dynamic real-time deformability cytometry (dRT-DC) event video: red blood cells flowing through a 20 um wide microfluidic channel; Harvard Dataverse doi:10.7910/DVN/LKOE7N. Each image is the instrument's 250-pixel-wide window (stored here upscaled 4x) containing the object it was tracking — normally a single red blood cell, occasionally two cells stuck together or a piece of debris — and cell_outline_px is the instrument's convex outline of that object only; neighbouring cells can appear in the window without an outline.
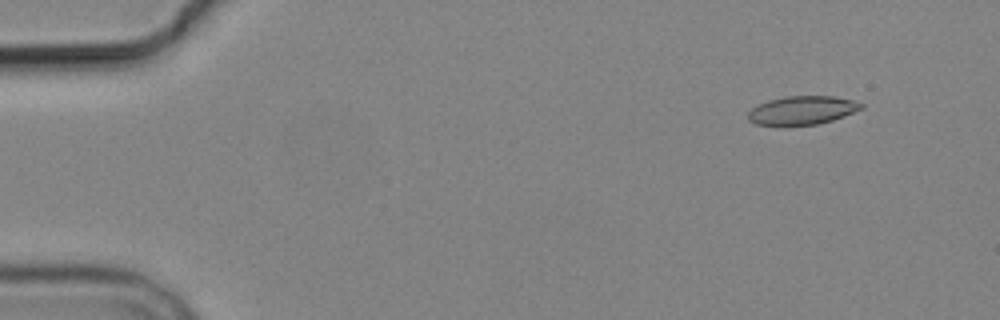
{"species": "common noctule bat (a hibernating species)", "species_latin": "Nyctalus noctula", "temperature_condition": "cold", "stored_images_in_passage": 6, "camera_frame_rate_fps": 3000, "um_per_image_px": 0.085, "animal": {"sex": "male", "body_mass_g": 19.2, "forearm_length_mm": 51.8}, "frame": {"image": 1, "passage_image": 1, "time_ms": 0.0, "image_size_px": [1000, 320], "cell_outline_px": [[864, 108], [844, 116], [832, 120], [816, 124], [756, 124], [748, 120], [748, 112], [756, 104], [768, 100], [784, 96], [832, 96], [852, 100], [864, 104]], "centroid_in_image_um": [68.19, 9.35], "position_along_channel_um": 16.8, "area_um2": 18.61}}
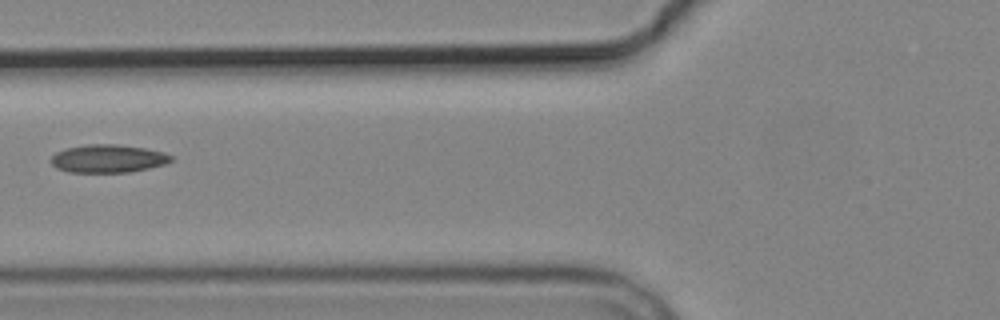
{"frame": {"image": 2, "passage_image": 5, "time_ms": 5.667, "image_size_px": [1000, 320], "cell_outline_px": [[172, 160], [164, 164], [132, 172], [68, 172], [56, 168], [52, 164], [52, 156], [56, 152], [64, 148], [88, 144], [116, 144], [144, 148], [164, 152], [172, 156]], "centroid_in_image_um": [9.16, 13.48], "position_along_channel_um": 116.6, "area_um2": 19.59}}
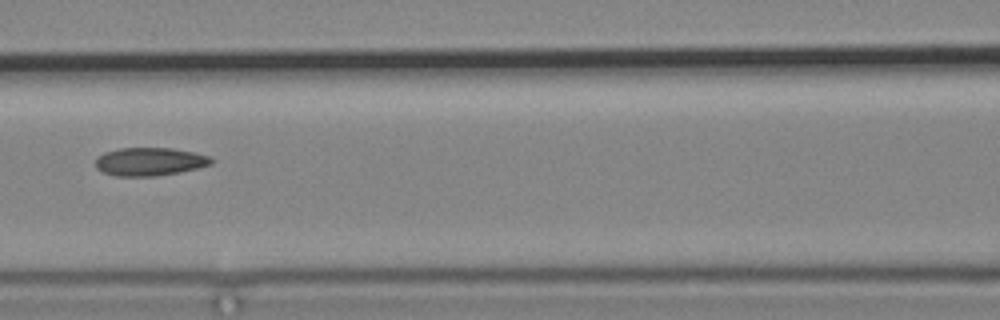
{"frame": {"image": 3, "passage_image": 6, "time_ms": 6.667, "image_size_px": [1000, 320], "cell_outline_px": [[212, 164], [180, 172], [156, 176], [116, 176], [104, 172], [96, 168], [96, 156], [104, 152], [120, 148], [172, 148], [196, 152], [208, 156], [212, 160]], "centroid_in_image_um": [12.71, 13.73], "position_along_channel_um": 153.9, "area_um2": 19.02}}